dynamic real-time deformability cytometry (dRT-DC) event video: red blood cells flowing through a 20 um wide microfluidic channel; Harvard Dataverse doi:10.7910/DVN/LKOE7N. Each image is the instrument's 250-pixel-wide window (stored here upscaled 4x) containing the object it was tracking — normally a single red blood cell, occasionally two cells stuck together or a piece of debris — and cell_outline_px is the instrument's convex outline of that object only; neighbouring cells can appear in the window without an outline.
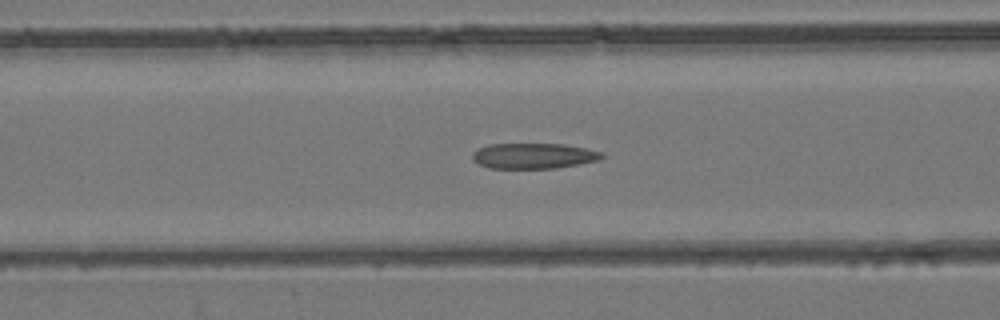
{"species": "common noctule bat (a hibernating species)", "species_latin": "Nyctalus noctula", "temperature_condition": "room temperature", "stored_images_in_passage": 52, "camera_frame_rate_fps": 3000, "um_per_image_px": 0.085, "animal": {"sex": "female", "body_mass_g": 24.6, "forearm_length_mm": 56.2}, "frame": {"image": 1, "passage_image": 20, "time_ms": 6.333, "image_size_px": [1000, 320], "cell_outline_px": [[604, 156], [600, 160], [580, 164], [556, 168], [488, 168], [472, 160], [472, 152], [476, 148], [488, 144], [564, 144], [604, 152]], "centroid_in_image_um": [45.34, 13.24], "position_along_channel_um": 121.3, "area_um2": 19.42}}
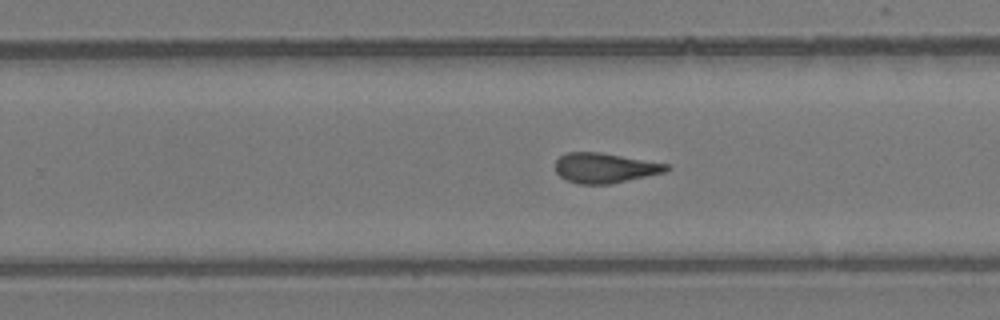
{"frame": {"image": 2, "passage_image": 32, "time_ms": 10.333, "image_size_px": [1000, 320], "cell_outline_px": [[672, 168], [664, 172], [612, 184], [576, 184], [560, 176], [556, 172], [556, 160], [560, 156], [568, 152], [600, 152], [668, 164]], "centroid_in_image_um": [51.41, 14.28], "position_along_channel_um": 278.4, "area_um2": 19.36}}
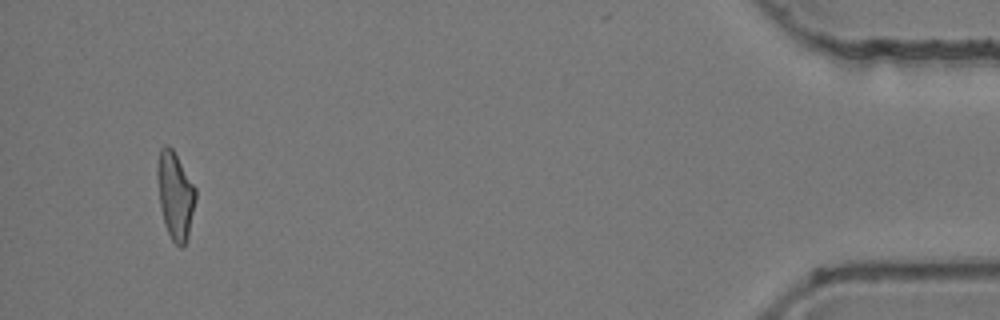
{"frame": {"image": 3, "passage_image": 49, "time_ms": 16.0, "image_size_px": [1000, 320], "cell_outline_px": [[196, 200], [188, 236], [184, 244], [180, 248], [172, 240], [164, 224], [160, 208], [156, 172], [156, 168], [160, 148], [164, 144], [168, 144], [172, 148], [196, 188]], "centroid_in_image_um": [14.88, 16.58], "position_along_channel_um": 420.3, "area_um2": 19.59}, "authors_computed_cell_mechanics": {"area_um2": 19.7965, "velocity_mm_per_s": 3.9357, "shape_relaxation_time_tau1_ms": null, "shape_relaxation_time_tau2_ms": 2.3096, "deformation_change_tau1": null, "deformation_change_tau2": 0.115}}